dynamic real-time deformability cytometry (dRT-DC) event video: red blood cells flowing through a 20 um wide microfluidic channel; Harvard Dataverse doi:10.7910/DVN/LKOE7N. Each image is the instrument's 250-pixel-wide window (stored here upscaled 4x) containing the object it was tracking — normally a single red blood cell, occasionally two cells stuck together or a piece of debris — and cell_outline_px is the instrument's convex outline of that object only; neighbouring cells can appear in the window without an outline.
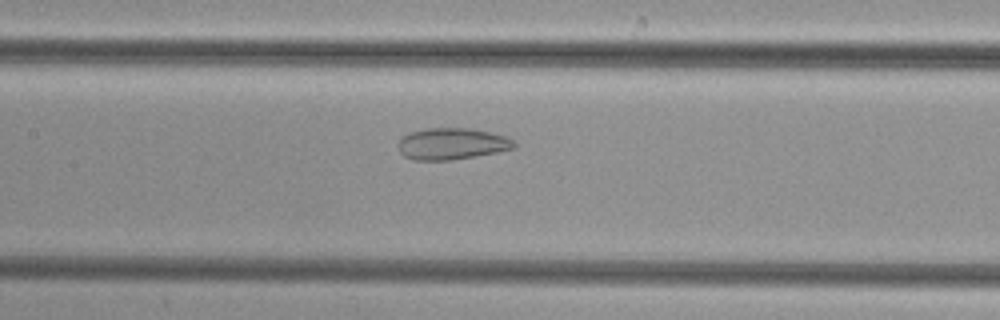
{"species": "common noctule bat (a hibernating species)", "species_latin": "Nyctalus noctula", "temperature_condition": "cold", "stored_images_in_passage": 34, "camera_frame_rate_fps": 3000, "um_per_image_px": 0.085, "animal": {"sex": "female", "body_mass_g": 29.2, "forearm_length_mm": 56.3}, "frame": {"image": 1, "passage_image": 17, "time_ms": 5.333, "image_size_px": [1000, 320], "cell_outline_px": [[516, 148], [496, 152], [452, 160], [416, 160], [404, 156], [400, 152], [396, 144], [408, 132], [428, 128], [468, 128], [488, 132], [504, 136], [512, 140], [516, 144]], "centroid_in_image_um": [38.37, 12.22], "position_along_channel_um": 169.0, "area_um2": 21.21}}
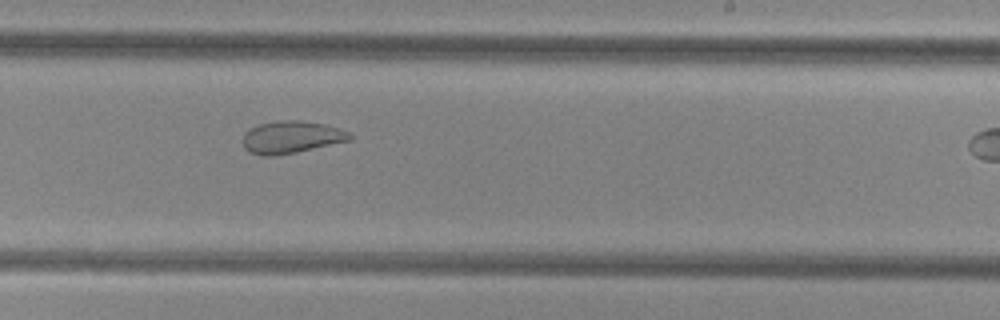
{"frame": {"image": 2, "passage_image": 24, "time_ms": 7.667, "image_size_px": [1000, 320], "cell_outline_px": [[352, 140], [296, 152], [272, 156], [260, 156], [248, 152], [244, 148], [244, 132], [260, 124], [280, 120], [300, 120], [324, 124], [340, 128], [348, 132], [352, 136]], "centroid_in_image_um": [24.77, 11.66], "position_along_channel_um": 264.2, "area_um2": 20.11}}
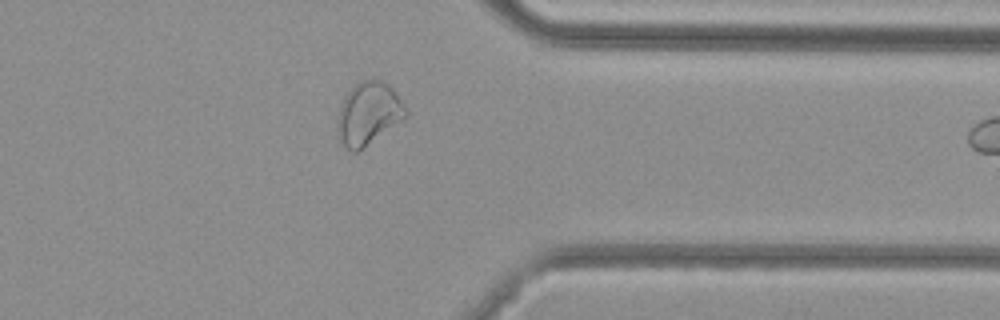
{"frame": {"image": 3, "passage_image": 33, "time_ms": 10.667, "image_size_px": [1000, 320], "cell_outline_px": [[408, 116], [364, 148], [356, 152], [352, 152], [340, 140], [336, 132], [336, 128], [340, 108], [344, 96], [360, 80], [372, 76], [384, 80], [392, 88], [404, 104], [408, 112]], "centroid_in_image_um": [31.33, 9.62], "position_along_channel_um": 380.1, "area_um2": 25.26}}